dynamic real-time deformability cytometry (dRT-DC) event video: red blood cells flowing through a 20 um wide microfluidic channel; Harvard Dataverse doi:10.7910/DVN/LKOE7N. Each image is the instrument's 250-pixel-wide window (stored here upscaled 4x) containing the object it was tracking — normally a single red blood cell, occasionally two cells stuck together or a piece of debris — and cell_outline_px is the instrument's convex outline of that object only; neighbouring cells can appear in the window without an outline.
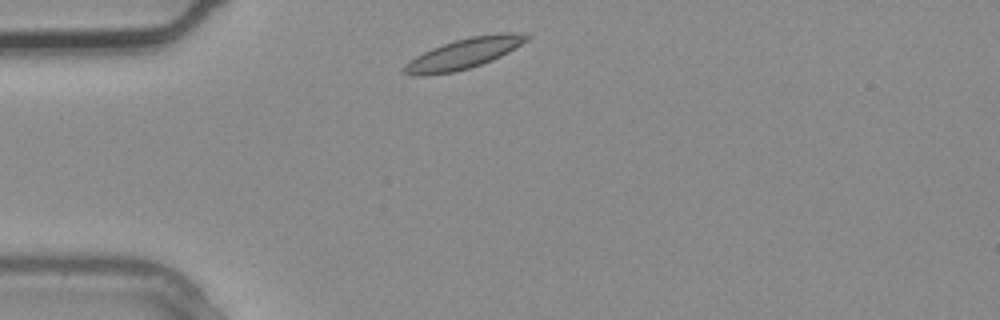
{"species": "common noctule bat (a hibernating species)", "species_latin": "Nyctalus noctula", "temperature_condition": "warm", "stored_images_in_passage": 1, "camera_frame_rate_fps": 3000, "um_per_image_px": 0.085, "animal": {"sex": "male", "body_mass_g": 20.4}, "frame": {"image": 1, "passage_image": 1, "time_ms": 0.0, "image_size_px": [1000, 320], "cell_outline_px": [[532, 36], [528, 40], [508, 52], [492, 60], [456, 72], [424, 76], [412, 76], [400, 72], [400, 68], [404, 64], [416, 56], [432, 48], [456, 40], [472, 36], [504, 32], [512, 32]], "centroid_in_image_um": [39.36, 4.58], "position_along_channel_um": 45.6, "area_um2": 21.73}}